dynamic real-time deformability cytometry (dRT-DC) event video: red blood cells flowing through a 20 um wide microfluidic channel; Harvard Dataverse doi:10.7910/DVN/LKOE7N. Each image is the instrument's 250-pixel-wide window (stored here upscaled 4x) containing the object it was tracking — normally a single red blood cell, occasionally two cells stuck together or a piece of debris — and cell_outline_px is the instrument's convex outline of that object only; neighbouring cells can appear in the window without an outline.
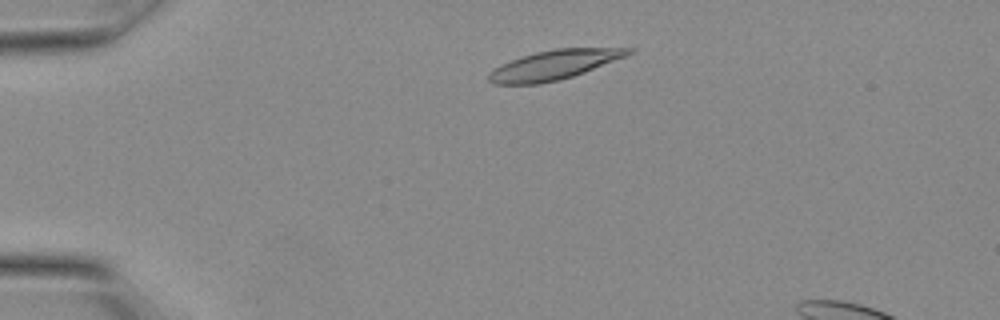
{"species": "Egyptian fruit bat (a non-hibernating species)", "species_latin": "Rousettus aegyptiacus", "temperature_condition": "warm", "stored_images_in_passage": 10, "camera_frame_rate_fps": 3000, "um_per_image_px": 0.085, "animal": {"sex": "female"}, "frame": {"image": 1, "passage_image": 2, "time_ms": 0.333, "image_size_px": [1000, 320], "cell_outline_px": [[632, 52], [628, 56], [584, 72], [572, 76], [540, 84], [492, 84], [488, 80], [488, 72], [520, 56], [536, 52], [556, 48], [632, 48]], "centroid_in_image_um": [47.1, 5.51], "position_along_channel_um": 37.9, "area_um2": 23.7}}
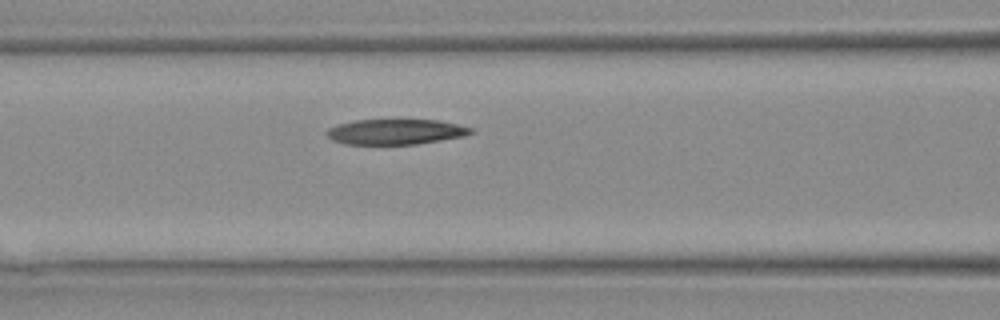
{"frame": {"image": 2, "passage_image": 8, "time_ms": 2.333, "image_size_px": [1000, 320], "cell_outline_px": [[472, 132], [464, 136], [416, 144], [344, 144], [332, 140], [324, 132], [328, 128], [336, 124], [356, 120], [440, 120], [472, 128]], "centroid_in_image_um": [33.57, 11.2], "position_along_channel_um": 133.0, "area_um2": 21.21}}
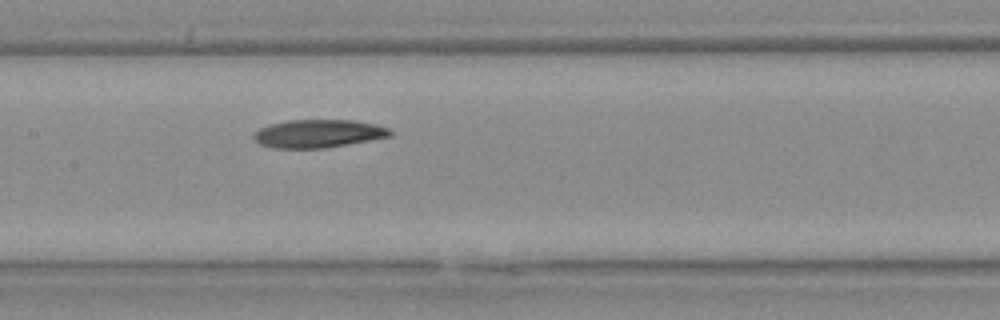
{"frame": {"image": 3, "passage_image": 10, "time_ms": 3.0, "image_size_px": [1000, 320], "cell_outline_px": [[392, 136], [324, 148], [272, 148], [260, 144], [252, 136], [260, 128], [272, 124], [288, 120], [352, 120], [376, 124], [388, 128], [392, 132]], "centroid_in_image_um": [27.06, 11.35], "position_along_channel_um": 180.3, "area_um2": 22.14}}